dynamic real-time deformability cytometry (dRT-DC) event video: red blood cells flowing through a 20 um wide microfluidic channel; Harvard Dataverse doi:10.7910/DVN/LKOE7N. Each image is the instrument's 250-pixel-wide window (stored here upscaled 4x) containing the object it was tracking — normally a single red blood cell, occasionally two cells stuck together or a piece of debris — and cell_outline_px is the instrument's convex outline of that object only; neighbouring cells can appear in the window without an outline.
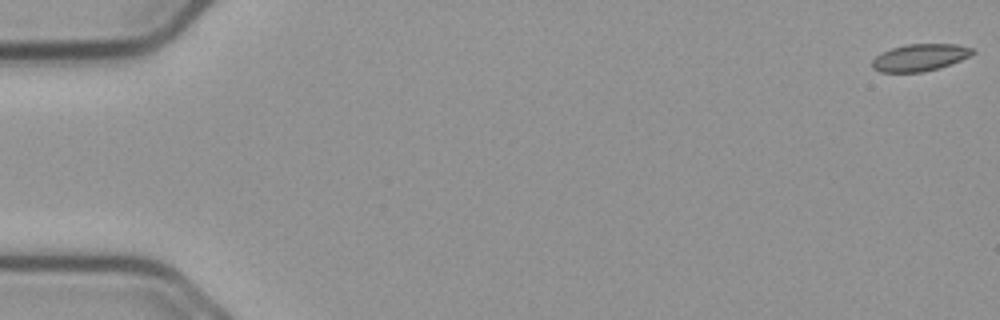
{"species": "common noctule bat (a hibernating species)", "species_latin": "Nyctalus noctula", "temperature_condition": "cold", "stored_images_in_passage": 46, "camera_frame_rate_fps": 3000, "um_per_image_px": 0.085, "animal": {"sex": "male", "body_mass_g": 23.1, "forearm_length_mm": 52.7}, "frame": {"image": 1, "passage_image": 1, "time_ms": 0.0, "image_size_px": [1000, 320], "cell_outline_px": [[976, 52], [960, 60], [924, 72], [880, 72], [872, 68], [872, 60], [876, 56], [892, 48], [908, 44], [956, 44], [972, 48]], "centroid_in_image_um": [78.17, 4.88], "position_along_channel_um": 6.8, "area_um2": 15.55}}
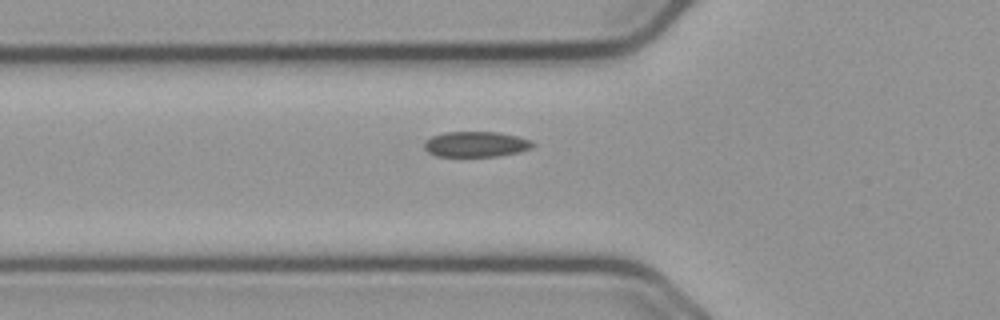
{"frame": {"image": 2, "passage_image": 20, "time_ms": 6.333, "image_size_px": [1000, 320], "cell_outline_px": [[536, 144], [532, 148], [520, 152], [496, 156], [436, 156], [428, 152], [424, 148], [424, 144], [432, 136], [444, 132], [500, 132], [532, 140]], "centroid_in_image_um": [40.5, 12.26], "position_along_channel_um": 85.3, "area_um2": 16.13}}
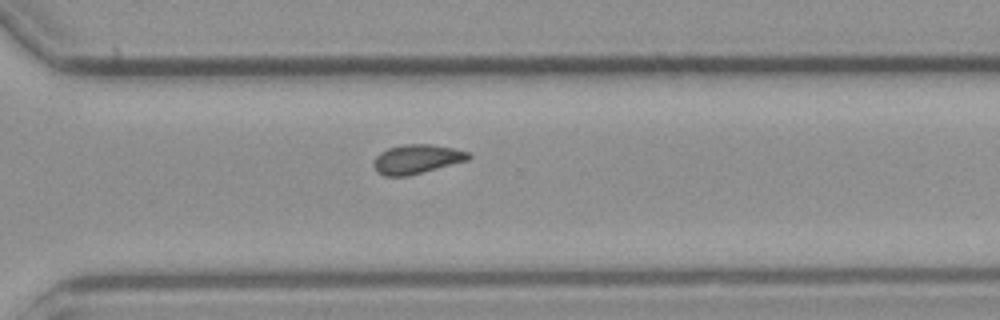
{"frame": {"image": 3, "passage_image": 40, "time_ms": 13.0, "image_size_px": [1000, 320], "cell_outline_px": [[472, 156], [468, 160], [408, 176], [384, 176], [376, 172], [372, 164], [376, 156], [380, 152], [388, 148], [404, 144], [432, 144], [452, 148], [468, 152]], "centroid_in_image_um": [35.39, 13.53], "position_along_channel_um": 335.2, "area_um2": 16.18}}